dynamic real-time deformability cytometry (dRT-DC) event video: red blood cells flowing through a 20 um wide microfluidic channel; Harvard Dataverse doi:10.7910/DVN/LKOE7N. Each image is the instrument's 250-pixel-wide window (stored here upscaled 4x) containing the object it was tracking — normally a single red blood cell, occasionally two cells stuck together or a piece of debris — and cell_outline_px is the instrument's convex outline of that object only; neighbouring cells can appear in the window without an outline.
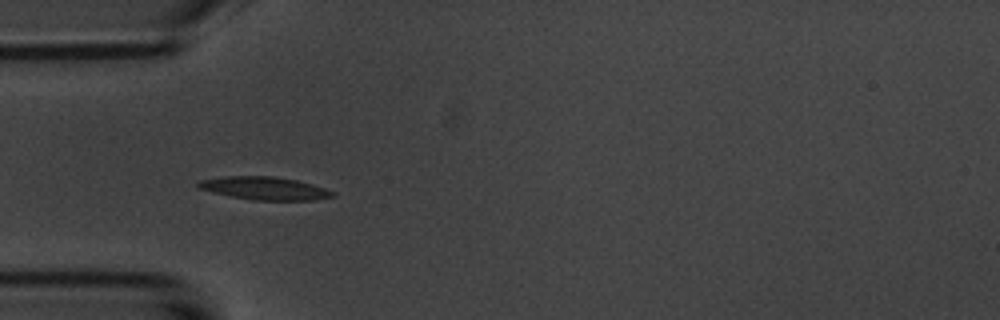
{"species": "common noctule bat (a hibernating species)", "species_latin": "Nyctalus noctula", "temperature_condition": "room temperature", "stored_images_in_passage": 5, "camera_frame_rate_fps": 3000, "um_per_image_px": 0.085, "animal": {"sex": "male", "body_mass_g": 20.1, "forearm_length_mm": 53.5}, "frame": {"image": 1, "passage_image": 5, "time_ms": 5.0, "image_size_px": [1000, 320], "cell_outline_px": [[336, 196], [316, 200], [252, 200], [212, 192], [200, 188], [196, 184], [200, 180], [224, 176], [272, 176], [296, 180], [312, 184], [336, 192]], "centroid_in_image_um": [22.53, 16.0], "position_along_channel_um": 62.5, "area_um2": 17.92}}